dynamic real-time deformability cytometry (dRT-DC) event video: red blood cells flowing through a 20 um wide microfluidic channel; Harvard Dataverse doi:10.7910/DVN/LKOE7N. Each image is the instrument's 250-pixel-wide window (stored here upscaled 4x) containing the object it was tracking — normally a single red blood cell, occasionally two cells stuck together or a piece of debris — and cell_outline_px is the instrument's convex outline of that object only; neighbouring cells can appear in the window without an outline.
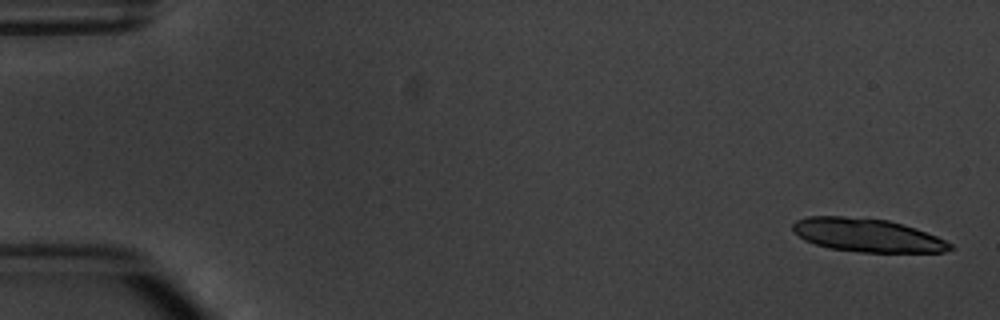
{"species": "common noctule bat (a hibernating species)", "species_latin": "Nyctalus noctula", "temperature_condition": "warm", "stored_images_in_passage": 5, "camera_frame_rate_fps": 3000, "um_per_image_px": 0.085, "animal": {"sex": "male", "body_mass_g": 20.1, "forearm_length_mm": 53.5}, "frame": {"image": 1, "passage_image": 1, "time_ms": 0.0, "image_size_px": [1000, 320], "cell_outline_px": [[956, 248], [944, 252], [860, 252], [832, 248], [816, 244], [804, 240], [792, 228], [792, 224], [796, 220], [808, 216], [844, 216], [888, 220], [904, 224], [916, 228], [936, 236], [952, 244]], "centroid_in_image_um": [73.74, 19.99], "position_along_channel_um": 11.3, "area_um2": 30.46}}